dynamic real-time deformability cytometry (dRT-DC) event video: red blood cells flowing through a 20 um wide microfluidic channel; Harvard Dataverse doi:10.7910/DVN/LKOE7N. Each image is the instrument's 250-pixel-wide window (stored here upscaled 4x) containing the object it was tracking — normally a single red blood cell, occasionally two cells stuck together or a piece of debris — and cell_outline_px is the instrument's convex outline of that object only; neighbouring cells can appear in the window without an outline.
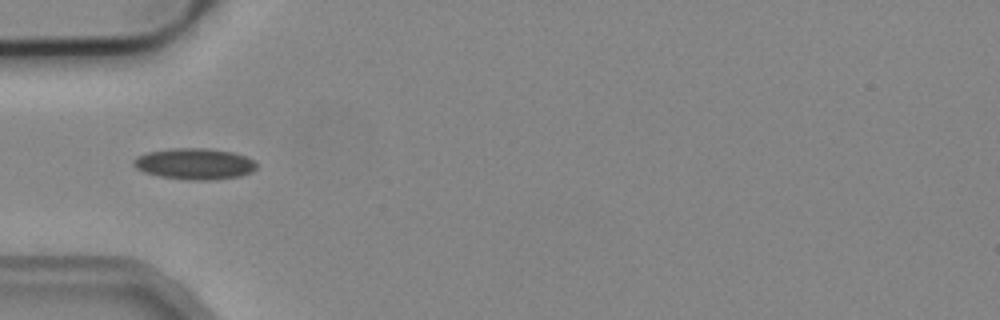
{"species": "common noctule bat (a hibernating species)", "species_latin": "Nyctalus noctula", "temperature_condition": "cold", "stored_images_in_passage": 1, "camera_frame_rate_fps": 3000, "um_per_image_px": 0.085, "animal": {"sex": "male", "body_mass_g": 19.2, "forearm_length_mm": 51.8}, "frame": {"image": 1, "passage_image": 1, "time_ms": 0.0, "image_size_px": [1000, 320], "cell_outline_px": [[256, 168], [252, 172], [240, 176], [212, 180], [188, 180], [160, 176], [144, 172], [136, 168], [132, 164], [132, 160], [136, 156], [148, 152], [172, 148], [204, 148], [232, 152], [244, 156], [252, 160], [256, 164]], "centroid_in_image_um": [16.5, 13.93], "position_along_channel_um": 68.5, "area_um2": 22.31}}